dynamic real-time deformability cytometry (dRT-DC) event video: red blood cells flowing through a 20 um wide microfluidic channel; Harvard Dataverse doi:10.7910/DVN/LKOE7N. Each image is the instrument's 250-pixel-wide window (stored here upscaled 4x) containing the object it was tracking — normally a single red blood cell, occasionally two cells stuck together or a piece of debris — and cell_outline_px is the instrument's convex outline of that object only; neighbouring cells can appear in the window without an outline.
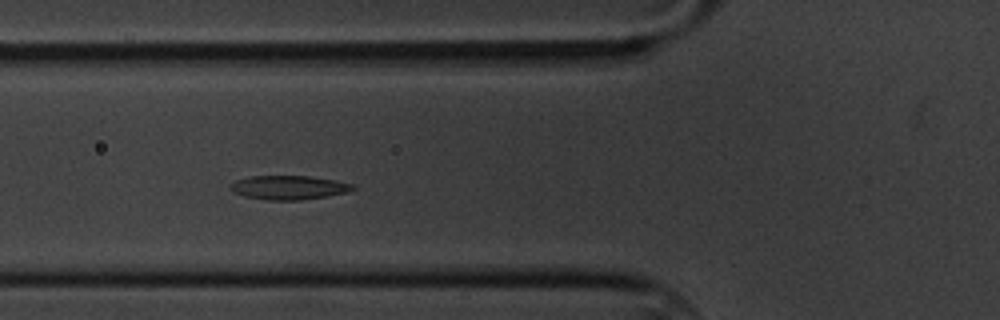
{"species": "common noctule bat (a hibernating species)", "species_latin": "Nyctalus noctula", "temperature_condition": "cold", "stored_images_in_passage": 5, "camera_frame_rate_fps": 3000, "um_per_image_px": 0.085, "animal": {"sex": "male", "body_mass_g": 20.1, "forearm_length_mm": 53.5}, "frame": {"image": 1, "passage_image": 5, "time_ms": 4.667, "image_size_px": [1000, 320], "cell_outline_px": [[356, 188], [348, 192], [300, 200], [264, 200], [244, 196], [232, 192], [232, 184], [236, 180], [252, 176], [308, 176], [336, 180], [356, 184]], "centroid_in_image_um": [24.59, 15.94], "position_along_channel_um": 101.2, "area_um2": 17.05}}